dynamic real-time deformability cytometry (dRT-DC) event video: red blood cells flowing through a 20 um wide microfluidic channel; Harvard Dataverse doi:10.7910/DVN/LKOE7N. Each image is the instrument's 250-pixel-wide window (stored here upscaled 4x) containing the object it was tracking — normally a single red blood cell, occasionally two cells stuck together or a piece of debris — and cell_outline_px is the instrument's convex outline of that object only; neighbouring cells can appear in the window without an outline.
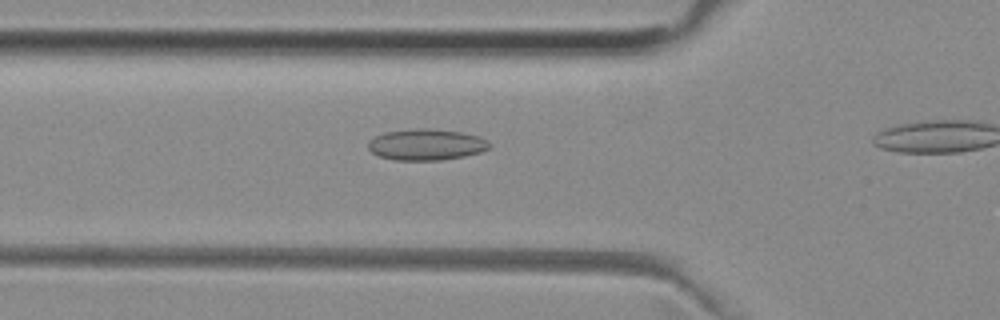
{"species": "common noctule bat (a hibernating species)", "species_latin": "Nyctalus noctula", "temperature_condition": "room temperature", "stored_images_in_passage": 16, "camera_frame_rate_fps": 3000, "um_per_image_px": 0.085, "animal": {"sex": "female", "body_mass_g": 29.2, "forearm_length_mm": 56.3}, "frame": {"image": 1, "passage_image": 5, "time_ms": 1.333, "image_size_px": [1000, 320], "cell_outline_px": [[492, 144], [488, 148], [480, 152], [464, 156], [440, 160], [396, 160], [380, 156], [372, 152], [368, 148], [368, 144], [376, 136], [384, 132], [416, 128], [428, 128], [460, 132], [480, 136]], "centroid_in_image_um": [36.25, 12.28], "position_along_channel_um": 89.5, "area_um2": 21.91}}
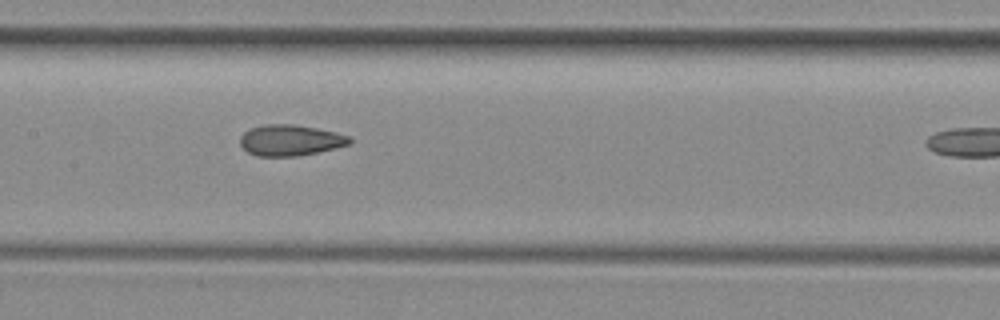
{"frame": {"image": 2, "passage_image": 12, "time_ms": 3.667, "image_size_px": [1000, 320], "cell_outline_px": [[352, 144], [336, 148], [300, 156], [256, 156], [248, 152], [240, 144], [240, 136], [244, 132], [252, 128], [264, 124], [296, 124], [336, 132], [352, 136]], "centroid_in_image_um": [24.72, 11.92], "position_along_channel_um": 182.7, "area_um2": 20.0}}
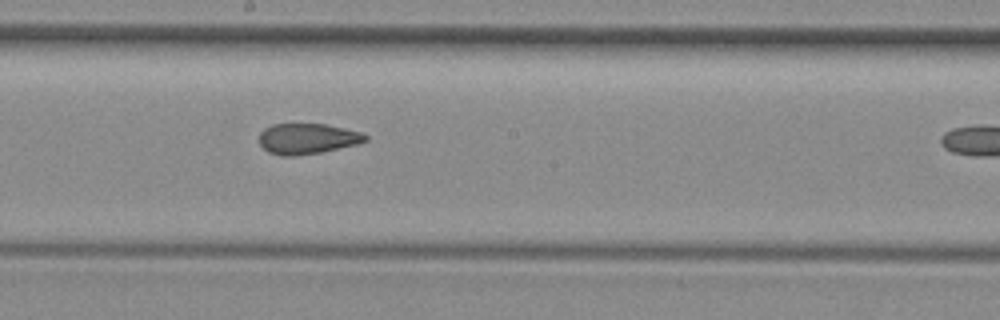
{"frame": {"image": 3, "passage_image": 15, "time_ms": 4.667, "image_size_px": [1000, 320], "cell_outline_px": [[368, 140], [356, 144], [320, 152], [296, 156], [284, 156], [268, 152], [260, 144], [260, 132], [264, 128], [272, 124], [324, 124], [344, 128], [360, 132], [368, 136]], "centroid_in_image_um": [26.1, 11.78], "position_along_channel_um": 222.1, "area_um2": 18.79}}